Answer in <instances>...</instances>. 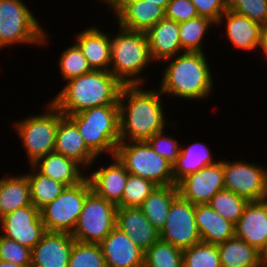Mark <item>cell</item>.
<instances>
[{"instance_id":"cell-23","label":"cell","mask_w":267,"mask_h":267,"mask_svg":"<svg viewBox=\"0 0 267 267\" xmlns=\"http://www.w3.org/2000/svg\"><path fill=\"white\" fill-rule=\"evenodd\" d=\"M224 22L226 36L232 43L230 45L239 50H257L262 27L260 23L228 9L221 15L217 25L221 26Z\"/></svg>"},{"instance_id":"cell-10","label":"cell","mask_w":267,"mask_h":267,"mask_svg":"<svg viewBox=\"0 0 267 267\" xmlns=\"http://www.w3.org/2000/svg\"><path fill=\"white\" fill-rule=\"evenodd\" d=\"M117 209L118 206L91 191L71 235L78 242L100 244L116 227Z\"/></svg>"},{"instance_id":"cell-27","label":"cell","mask_w":267,"mask_h":267,"mask_svg":"<svg viewBox=\"0 0 267 267\" xmlns=\"http://www.w3.org/2000/svg\"><path fill=\"white\" fill-rule=\"evenodd\" d=\"M32 205L30 185L25 174L0 178V216Z\"/></svg>"},{"instance_id":"cell-31","label":"cell","mask_w":267,"mask_h":267,"mask_svg":"<svg viewBox=\"0 0 267 267\" xmlns=\"http://www.w3.org/2000/svg\"><path fill=\"white\" fill-rule=\"evenodd\" d=\"M27 176L30 185L31 202L41 210L44 206L54 201L66 188V185L41 174L33 165Z\"/></svg>"},{"instance_id":"cell-42","label":"cell","mask_w":267,"mask_h":267,"mask_svg":"<svg viewBox=\"0 0 267 267\" xmlns=\"http://www.w3.org/2000/svg\"><path fill=\"white\" fill-rule=\"evenodd\" d=\"M196 7L190 0H170L165 10V18L177 23L198 17Z\"/></svg>"},{"instance_id":"cell-20","label":"cell","mask_w":267,"mask_h":267,"mask_svg":"<svg viewBox=\"0 0 267 267\" xmlns=\"http://www.w3.org/2000/svg\"><path fill=\"white\" fill-rule=\"evenodd\" d=\"M92 70L109 71L111 66V34L93 25L77 32L74 39Z\"/></svg>"},{"instance_id":"cell-35","label":"cell","mask_w":267,"mask_h":267,"mask_svg":"<svg viewBox=\"0 0 267 267\" xmlns=\"http://www.w3.org/2000/svg\"><path fill=\"white\" fill-rule=\"evenodd\" d=\"M58 65L63 81L66 82L92 71L87 59L75 42L63 50Z\"/></svg>"},{"instance_id":"cell-9","label":"cell","mask_w":267,"mask_h":267,"mask_svg":"<svg viewBox=\"0 0 267 267\" xmlns=\"http://www.w3.org/2000/svg\"><path fill=\"white\" fill-rule=\"evenodd\" d=\"M92 191L87 177L62 193L40 210L47 232L70 233L74 231L87 195Z\"/></svg>"},{"instance_id":"cell-33","label":"cell","mask_w":267,"mask_h":267,"mask_svg":"<svg viewBox=\"0 0 267 267\" xmlns=\"http://www.w3.org/2000/svg\"><path fill=\"white\" fill-rule=\"evenodd\" d=\"M183 250L157 241L144 252V267H183Z\"/></svg>"},{"instance_id":"cell-50","label":"cell","mask_w":267,"mask_h":267,"mask_svg":"<svg viewBox=\"0 0 267 267\" xmlns=\"http://www.w3.org/2000/svg\"><path fill=\"white\" fill-rule=\"evenodd\" d=\"M0 233H1V216H0ZM1 235V234H0Z\"/></svg>"},{"instance_id":"cell-4","label":"cell","mask_w":267,"mask_h":267,"mask_svg":"<svg viewBox=\"0 0 267 267\" xmlns=\"http://www.w3.org/2000/svg\"><path fill=\"white\" fill-rule=\"evenodd\" d=\"M118 27V33L115 36L111 35L109 71L122 85L143 86L146 78L140 73L153 62L146 32Z\"/></svg>"},{"instance_id":"cell-41","label":"cell","mask_w":267,"mask_h":267,"mask_svg":"<svg viewBox=\"0 0 267 267\" xmlns=\"http://www.w3.org/2000/svg\"><path fill=\"white\" fill-rule=\"evenodd\" d=\"M164 131L157 132L147 142L157 154L164 157L173 165L180 155L181 146L178 140L171 136L169 137L167 134L165 135Z\"/></svg>"},{"instance_id":"cell-43","label":"cell","mask_w":267,"mask_h":267,"mask_svg":"<svg viewBox=\"0 0 267 267\" xmlns=\"http://www.w3.org/2000/svg\"><path fill=\"white\" fill-rule=\"evenodd\" d=\"M199 16L213 21L216 26L221 15L227 10L226 0H190Z\"/></svg>"},{"instance_id":"cell-45","label":"cell","mask_w":267,"mask_h":267,"mask_svg":"<svg viewBox=\"0 0 267 267\" xmlns=\"http://www.w3.org/2000/svg\"><path fill=\"white\" fill-rule=\"evenodd\" d=\"M259 49L264 53V57L267 60V24L262 25L261 27V35H260V44Z\"/></svg>"},{"instance_id":"cell-14","label":"cell","mask_w":267,"mask_h":267,"mask_svg":"<svg viewBox=\"0 0 267 267\" xmlns=\"http://www.w3.org/2000/svg\"><path fill=\"white\" fill-rule=\"evenodd\" d=\"M176 185L183 199L194 205L208 204L216 193L225 189L223 159L185 176Z\"/></svg>"},{"instance_id":"cell-46","label":"cell","mask_w":267,"mask_h":267,"mask_svg":"<svg viewBox=\"0 0 267 267\" xmlns=\"http://www.w3.org/2000/svg\"><path fill=\"white\" fill-rule=\"evenodd\" d=\"M145 1H149L152 4H157L160 7H163L165 10L167 8L168 3L170 2V0H145Z\"/></svg>"},{"instance_id":"cell-32","label":"cell","mask_w":267,"mask_h":267,"mask_svg":"<svg viewBox=\"0 0 267 267\" xmlns=\"http://www.w3.org/2000/svg\"><path fill=\"white\" fill-rule=\"evenodd\" d=\"M216 25L208 18L198 16L194 19L179 23V37L183 52L205 53L203 40L210 31V27Z\"/></svg>"},{"instance_id":"cell-17","label":"cell","mask_w":267,"mask_h":267,"mask_svg":"<svg viewBox=\"0 0 267 267\" xmlns=\"http://www.w3.org/2000/svg\"><path fill=\"white\" fill-rule=\"evenodd\" d=\"M99 245L107 267H144V252L117 227Z\"/></svg>"},{"instance_id":"cell-3","label":"cell","mask_w":267,"mask_h":267,"mask_svg":"<svg viewBox=\"0 0 267 267\" xmlns=\"http://www.w3.org/2000/svg\"><path fill=\"white\" fill-rule=\"evenodd\" d=\"M122 84L110 71L92 70L66 82L52 103L65 115L104 105H118Z\"/></svg>"},{"instance_id":"cell-5","label":"cell","mask_w":267,"mask_h":267,"mask_svg":"<svg viewBox=\"0 0 267 267\" xmlns=\"http://www.w3.org/2000/svg\"><path fill=\"white\" fill-rule=\"evenodd\" d=\"M78 128L87 147L97 156L109 153L115 156L121 142L119 133V106L104 105L67 116Z\"/></svg>"},{"instance_id":"cell-18","label":"cell","mask_w":267,"mask_h":267,"mask_svg":"<svg viewBox=\"0 0 267 267\" xmlns=\"http://www.w3.org/2000/svg\"><path fill=\"white\" fill-rule=\"evenodd\" d=\"M235 236L262 252L267 245V199L247 203L235 225Z\"/></svg>"},{"instance_id":"cell-34","label":"cell","mask_w":267,"mask_h":267,"mask_svg":"<svg viewBox=\"0 0 267 267\" xmlns=\"http://www.w3.org/2000/svg\"><path fill=\"white\" fill-rule=\"evenodd\" d=\"M248 201L230 190L222 189L209 201L210 207L224 219L236 225Z\"/></svg>"},{"instance_id":"cell-11","label":"cell","mask_w":267,"mask_h":267,"mask_svg":"<svg viewBox=\"0 0 267 267\" xmlns=\"http://www.w3.org/2000/svg\"><path fill=\"white\" fill-rule=\"evenodd\" d=\"M224 186L248 202L267 199V168L246 161L223 160Z\"/></svg>"},{"instance_id":"cell-25","label":"cell","mask_w":267,"mask_h":267,"mask_svg":"<svg viewBox=\"0 0 267 267\" xmlns=\"http://www.w3.org/2000/svg\"><path fill=\"white\" fill-rule=\"evenodd\" d=\"M195 221L202 242L217 245L235 236V225L214 211L209 204L195 205Z\"/></svg>"},{"instance_id":"cell-36","label":"cell","mask_w":267,"mask_h":267,"mask_svg":"<svg viewBox=\"0 0 267 267\" xmlns=\"http://www.w3.org/2000/svg\"><path fill=\"white\" fill-rule=\"evenodd\" d=\"M183 267H221L216 244L199 242L183 250Z\"/></svg>"},{"instance_id":"cell-2","label":"cell","mask_w":267,"mask_h":267,"mask_svg":"<svg viewBox=\"0 0 267 267\" xmlns=\"http://www.w3.org/2000/svg\"><path fill=\"white\" fill-rule=\"evenodd\" d=\"M205 53L183 52L163 61L168 63L162 71L163 96L179 97L183 100H203L211 96L214 81Z\"/></svg>"},{"instance_id":"cell-22","label":"cell","mask_w":267,"mask_h":267,"mask_svg":"<svg viewBox=\"0 0 267 267\" xmlns=\"http://www.w3.org/2000/svg\"><path fill=\"white\" fill-rule=\"evenodd\" d=\"M54 152L74 159L85 169L91 167L98 158L87 147L77 126L67 116L59 121Z\"/></svg>"},{"instance_id":"cell-8","label":"cell","mask_w":267,"mask_h":267,"mask_svg":"<svg viewBox=\"0 0 267 267\" xmlns=\"http://www.w3.org/2000/svg\"><path fill=\"white\" fill-rule=\"evenodd\" d=\"M115 156L129 174L150 180L157 186L174 185L173 165L157 154L147 141H121Z\"/></svg>"},{"instance_id":"cell-6","label":"cell","mask_w":267,"mask_h":267,"mask_svg":"<svg viewBox=\"0 0 267 267\" xmlns=\"http://www.w3.org/2000/svg\"><path fill=\"white\" fill-rule=\"evenodd\" d=\"M39 115L27 116L22 121H14L13 127L23 142L29 165L40 157L54 152L59 121L65 116L52 102Z\"/></svg>"},{"instance_id":"cell-48","label":"cell","mask_w":267,"mask_h":267,"mask_svg":"<svg viewBox=\"0 0 267 267\" xmlns=\"http://www.w3.org/2000/svg\"><path fill=\"white\" fill-rule=\"evenodd\" d=\"M261 262L263 267H267V245L261 252Z\"/></svg>"},{"instance_id":"cell-1","label":"cell","mask_w":267,"mask_h":267,"mask_svg":"<svg viewBox=\"0 0 267 267\" xmlns=\"http://www.w3.org/2000/svg\"><path fill=\"white\" fill-rule=\"evenodd\" d=\"M143 88L142 85L121 88L118 98L120 141H147L168 126L161 100L163 94L159 89Z\"/></svg>"},{"instance_id":"cell-29","label":"cell","mask_w":267,"mask_h":267,"mask_svg":"<svg viewBox=\"0 0 267 267\" xmlns=\"http://www.w3.org/2000/svg\"><path fill=\"white\" fill-rule=\"evenodd\" d=\"M178 195L177 185L157 186L141 204L143 214L158 231L165 226L171 204Z\"/></svg>"},{"instance_id":"cell-47","label":"cell","mask_w":267,"mask_h":267,"mask_svg":"<svg viewBox=\"0 0 267 267\" xmlns=\"http://www.w3.org/2000/svg\"><path fill=\"white\" fill-rule=\"evenodd\" d=\"M0 267H31L0 260Z\"/></svg>"},{"instance_id":"cell-12","label":"cell","mask_w":267,"mask_h":267,"mask_svg":"<svg viewBox=\"0 0 267 267\" xmlns=\"http://www.w3.org/2000/svg\"><path fill=\"white\" fill-rule=\"evenodd\" d=\"M160 240L182 250L201 242L195 221V205L178 195L172 202Z\"/></svg>"},{"instance_id":"cell-15","label":"cell","mask_w":267,"mask_h":267,"mask_svg":"<svg viewBox=\"0 0 267 267\" xmlns=\"http://www.w3.org/2000/svg\"><path fill=\"white\" fill-rule=\"evenodd\" d=\"M75 241L70 233L47 232L32 248L31 267H68Z\"/></svg>"},{"instance_id":"cell-40","label":"cell","mask_w":267,"mask_h":267,"mask_svg":"<svg viewBox=\"0 0 267 267\" xmlns=\"http://www.w3.org/2000/svg\"><path fill=\"white\" fill-rule=\"evenodd\" d=\"M0 260L31 266L32 249L0 235Z\"/></svg>"},{"instance_id":"cell-7","label":"cell","mask_w":267,"mask_h":267,"mask_svg":"<svg viewBox=\"0 0 267 267\" xmlns=\"http://www.w3.org/2000/svg\"><path fill=\"white\" fill-rule=\"evenodd\" d=\"M46 31L23 0H0V50L15 44L44 45Z\"/></svg>"},{"instance_id":"cell-30","label":"cell","mask_w":267,"mask_h":267,"mask_svg":"<svg viewBox=\"0 0 267 267\" xmlns=\"http://www.w3.org/2000/svg\"><path fill=\"white\" fill-rule=\"evenodd\" d=\"M208 147L201 142L192 143L187 147L181 145L180 155L173 164L174 185L185 176L217 162L213 160V153L211 154Z\"/></svg>"},{"instance_id":"cell-44","label":"cell","mask_w":267,"mask_h":267,"mask_svg":"<svg viewBox=\"0 0 267 267\" xmlns=\"http://www.w3.org/2000/svg\"><path fill=\"white\" fill-rule=\"evenodd\" d=\"M138 0H110V2L106 5L114 12L115 17L128 5L131 3L137 2Z\"/></svg>"},{"instance_id":"cell-37","label":"cell","mask_w":267,"mask_h":267,"mask_svg":"<svg viewBox=\"0 0 267 267\" xmlns=\"http://www.w3.org/2000/svg\"><path fill=\"white\" fill-rule=\"evenodd\" d=\"M68 267H107L99 244L75 241Z\"/></svg>"},{"instance_id":"cell-21","label":"cell","mask_w":267,"mask_h":267,"mask_svg":"<svg viewBox=\"0 0 267 267\" xmlns=\"http://www.w3.org/2000/svg\"><path fill=\"white\" fill-rule=\"evenodd\" d=\"M146 35L153 62L161 61L162 63L183 53L179 37V23L174 20L161 19L146 32Z\"/></svg>"},{"instance_id":"cell-49","label":"cell","mask_w":267,"mask_h":267,"mask_svg":"<svg viewBox=\"0 0 267 267\" xmlns=\"http://www.w3.org/2000/svg\"><path fill=\"white\" fill-rule=\"evenodd\" d=\"M99 1L102 2V4H103V2H104V4H108L110 2V0H99Z\"/></svg>"},{"instance_id":"cell-19","label":"cell","mask_w":267,"mask_h":267,"mask_svg":"<svg viewBox=\"0 0 267 267\" xmlns=\"http://www.w3.org/2000/svg\"><path fill=\"white\" fill-rule=\"evenodd\" d=\"M116 227L126 233L143 252L160 240V231L149 222L140 207H118Z\"/></svg>"},{"instance_id":"cell-26","label":"cell","mask_w":267,"mask_h":267,"mask_svg":"<svg viewBox=\"0 0 267 267\" xmlns=\"http://www.w3.org/2000/svg\"><path fill=\"white\" fill-rule=\"evenodd\" d=\"M165 18V9L149 1L138 0L125 7L116 17L117 26L128 30L147 32Z\"/></svg>"},{"instance_id":"cell-16","label":"cell","mask_w":267,"mask_h":267,"mask_svg":"<svg viewBox=\"0 0 267 267\" xmlns=\"http://www.w3.org/2000/svg\"><path fill=\"white\" fill-rule=\"evenodd\" d=\"M111 164L101 166L92 173H87L92 191L108 202L121 207L124 187L129 172L116 156H112Z\"/></svg>"},{"instance_id":"cell-24","label":"cell","mask_w":267,"mask_h":267,"mask_svg":"<svg viewBox=\"0 0 267 267\" xmlns=\"http://www.w3.org/2000/svg\"><path fill=\"white\" fill-rule=\"evenodd\" d=\"M32 165L41 174L59 181L66 186L76 185L87 177V174L83 172L85 169H83L84 167L81 164L72 158L65 157L56 152L40 157Z\"/></svg>"},{"instance_id":"cell-13","label":"cell","mask_w":267,"mask_h":267,"mask_svg":"<svg viewBox=\"0 0 267 267\" xmlns=\"http://www.w3.org/2000/svg\"><path fill=\"white\" fill-rule=\"evenodd\" d=\"M1 235L32 249L47 233L40 210L33 204L1 217Z\"/></svg>"},{"instance_id":"cell-38","label":"cell","mask_w":267,"mask_h":267,"mask_svg":"<svg viewBox=\"0 0 267 267\" xmlns=\"http://www.w3.org/2000/svg\"><path fill=\"white\" fill-rule=\"evenodd\" d=\"M157 187L152 181L128 174L121 207H140L143 201Z\"/></svg>"},{"instance_id":"cell-28","label":"cell","mask_w":267,"mask_h":267,"mask_svg":"<svg viewBox=\"0 0 267 267\" xmlns=\"http://www.w3.org/2000/svg\"><path fill=\"white\" fill-rule=\"evenodd\" d=\"M217 249L221 267H263L261 252L236 236L217 244Z\"/></svg>"},{"instance_id":"cell-39","label":"cell","mask_w":267,"mask_h":267,"mask_svg":"<svg viewBox=\"0 0 267 267\" xmlns=\"http://www.w3.org/2000/svg\"><path fill=\"white\" fill-rule=\"evenodd\" d=\"M226 8L261 25L267 24V0H226Z\"/></svg>"}]
</instances>
